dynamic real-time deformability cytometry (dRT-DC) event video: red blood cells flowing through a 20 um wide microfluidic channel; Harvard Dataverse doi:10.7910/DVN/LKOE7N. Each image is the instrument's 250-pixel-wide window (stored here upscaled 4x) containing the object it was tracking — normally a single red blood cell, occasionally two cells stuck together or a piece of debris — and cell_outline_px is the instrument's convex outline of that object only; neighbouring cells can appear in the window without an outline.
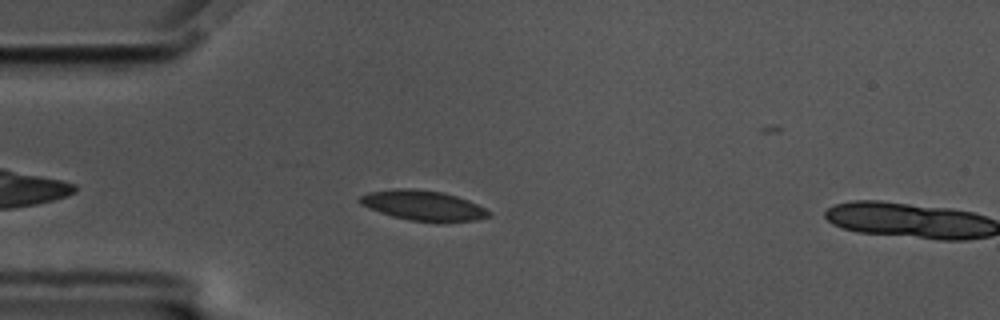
{"species": "common noctule bat (a hibernating species)", "species_latin": "Nyctalus noctula", "temperature_condition": "cold", "stored_images_in_passage": 8, "camera_frame_rate_fps": 3000, "um_per_image_px": 0.085, "animal": {"sex": "male", "body_mass_g": 17.5, "forearm_length_mm": 52.3}, "frame": {"image": 1, "passage_image": 7, "time_ms": 2.0, "image_size_px": [1000, 320], "cell_outline_px": [[488, 216], [476, 220], [408, 220], [392, 216], [368, 208], [360, 204], [356, 200], [360, 196], [368, 192], [396, 188], [412, 188], [444, 192], [468, 200], [484, 208], [488, 212]], "centroid_in_image_um": [35.86, 17.42], "position_along_channel_um": 49.1, "area_um2": 22.02}}